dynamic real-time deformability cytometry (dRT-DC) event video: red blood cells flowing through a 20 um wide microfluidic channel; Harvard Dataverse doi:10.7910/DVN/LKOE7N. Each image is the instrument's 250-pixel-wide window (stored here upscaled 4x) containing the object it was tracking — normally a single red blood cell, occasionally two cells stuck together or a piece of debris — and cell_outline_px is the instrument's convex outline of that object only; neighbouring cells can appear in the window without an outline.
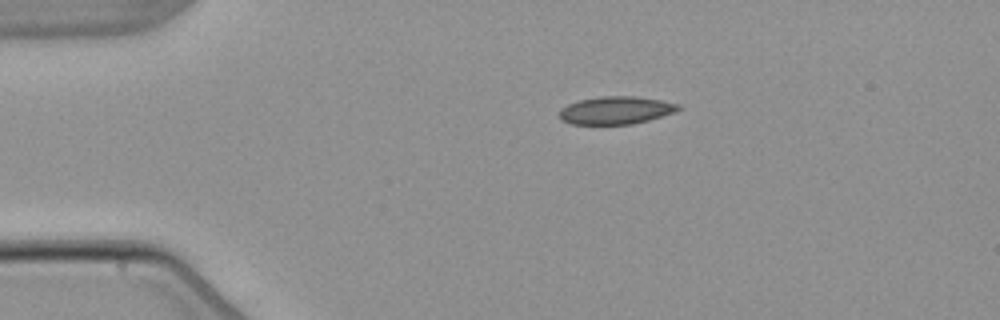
{"species": "common noctule bat (a hibernating species)", "species_latin": "Nyctalus noctula", "temperature_condition": "warm", "stored_images_in_passage": 2, "camera_frame_rate_fps": 3000, "um_per_image_px": 0.085, "animal": {"sex": "male", "body_mass_g": 21.5, "forearm_length_mm": 52.0}, "frame": {"image": 1, "passage_image": 1, "time_ms": 0.0, "image_size_px": [1000, 320], "cell_outline_px": [[684, 108], [648, 120], [632, 124], [572, 124], [560, 120], [560, 112], [568, 104], [580, 100], [600, 96], [636, 96], [660, 100], [680, 104]], "centroid_in_image_um": [52.37, 9.37], "position_along_channel_um": 32.6, "area_um2": 19.07}}